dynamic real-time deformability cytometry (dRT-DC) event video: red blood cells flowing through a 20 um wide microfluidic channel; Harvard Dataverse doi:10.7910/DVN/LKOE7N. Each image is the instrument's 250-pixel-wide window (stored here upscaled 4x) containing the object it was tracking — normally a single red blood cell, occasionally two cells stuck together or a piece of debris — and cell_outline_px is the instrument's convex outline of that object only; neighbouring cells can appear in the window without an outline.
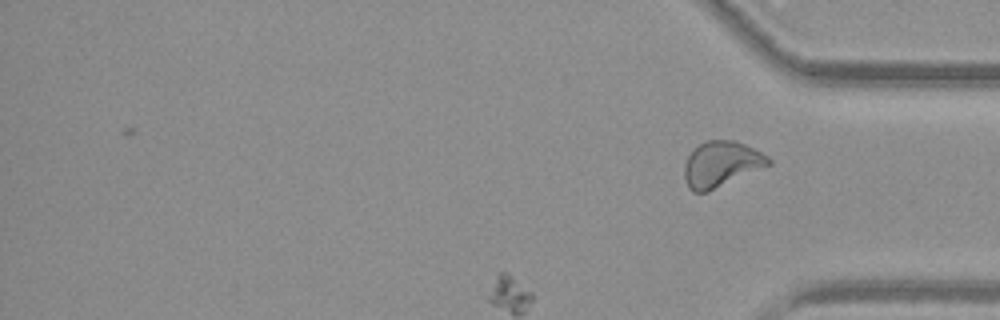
{"species": "common noctule bat (a hibernating species)", "species_latin": "Nyctalus noctula", "temperature_condition": "warm", "stored_images_in_passage": 39, "segment_of_instrument_passage": [2, 2], "camera_frame_rate_fps": 3000, "um_per_image_px": 0.085, "animal": {"sex": "female", "body_mass_g": 29.2, "forearm_length_mm": 56.3}, "frame": {"image": 1, "passage_image": 39, "time_ms": 12.667, "image_size_px": [1000, 320], "cell_outline_px": [[772, 164], [708, 192], [692, 192], [688, 188], [684, 176], [684, 164], [688, 156], [700, 144], [708, 140], [736, 140], [768, 156], [772, 160]], "centroid_in_image_um": [61.31, 13.96], "position_along_channel_um": 373.9, "area_um2": 22.31}}